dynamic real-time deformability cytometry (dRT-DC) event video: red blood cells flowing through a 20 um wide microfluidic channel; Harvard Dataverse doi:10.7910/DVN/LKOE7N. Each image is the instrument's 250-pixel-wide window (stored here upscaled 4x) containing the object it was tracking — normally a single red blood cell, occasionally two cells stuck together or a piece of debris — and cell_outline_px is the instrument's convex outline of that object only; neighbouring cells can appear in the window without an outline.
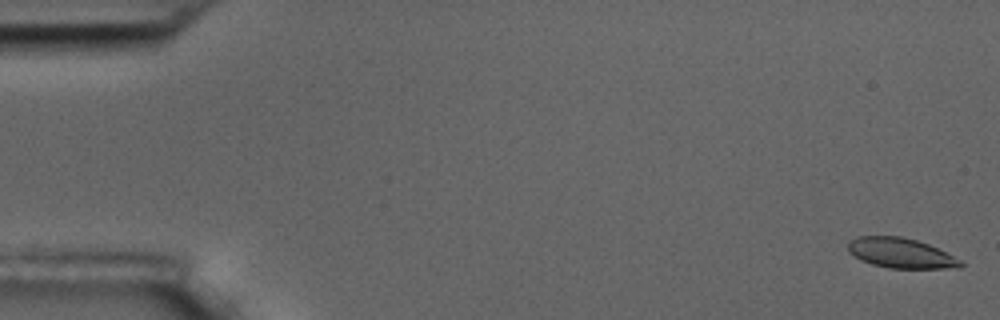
{"species": "common noctule bat (a hibernating species)", "species_latin": "Nyctalus noctula", "temperature_condition": "room temperature", "stored_images_in_passage": 56, "camera_frame_rate_fps": 3000, "um_per_image_px": 0.085, "animal": {"sex": "male", "body_mass_g": 17.5, "forearm_length_mm": 52.3}, "frame": {"image": 1, "passage_image": 1, "time_ms": 0.0, "image_size_px": [1000, 320], "cell_outline_px": [[964, 264], [960, 268], [888, 268], [872, 264], [860, 260], [848, 252], [848, 240], [860, 236], [900, 236], [916, 240], [928, 244], [964, 260]], "centroid_in_image_um": [76.58, 21.51], "position_along_channel_um": 8.4, "area_um2": 19.88}}
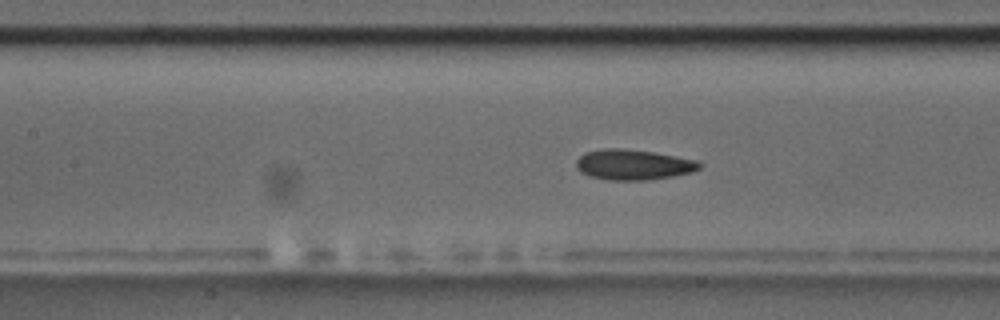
{"frame": {"image": 2, "passage_image": 25, "time_ms": 8.0, "image_size_px": [1000, 320], "cell_outline_px": [[704, 164], [700, 168], [692, 172], [672, 176], [648, 180], [608, 180], [592, 176], [580, 172], [576, 168], [576, 160], [584, 152], [604, 148], [624, 148], [652, 152], [676, 156], [696, 160]], "centroid_in_image_um": [53.82, 13.99], "position_along_channel_um": 153.6, "area_um2": 21.91}}
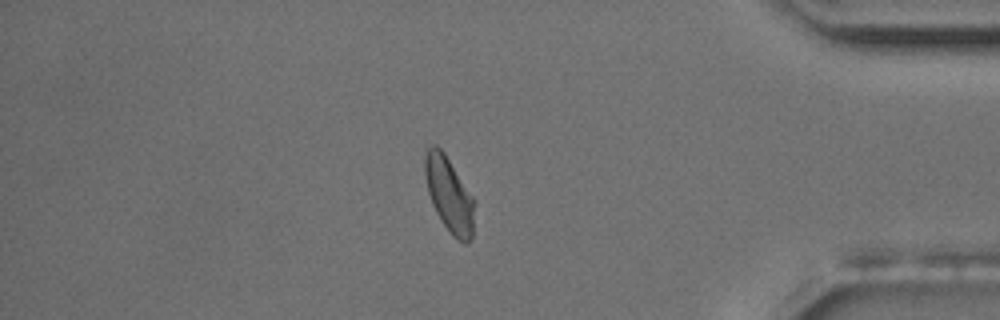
{"frame": {"image": 3, "passage_image": 48, "time_ms": 15.667, "image_size_px": [1000, 320], "cell_outline_px": [[476, 200], [472, 240], [468, 244], [464, 244], [456, 240], [452, 236], [440, 220], [432, 204], [428, 192], [424, 176], [424, 156], [428, 148], [432, 144], [436, 144], [444, 152]], "centroid_in_image_um": [38.2, 16.58], "position_along_channel_um": 397.0, "area_um2": 22.31}, "authors_computed_cell_mechanics": {"area_um2": 21.2415, "velocity_mm_per_s": 3.5963, "shape_relaxation_time_tau1_ms": 4.8467, "shape_relaxation_time_tau2_ms": 1.5058, "deformation_change_tau1": 0.1153, "deformation_change_tau2": 0.0536}}